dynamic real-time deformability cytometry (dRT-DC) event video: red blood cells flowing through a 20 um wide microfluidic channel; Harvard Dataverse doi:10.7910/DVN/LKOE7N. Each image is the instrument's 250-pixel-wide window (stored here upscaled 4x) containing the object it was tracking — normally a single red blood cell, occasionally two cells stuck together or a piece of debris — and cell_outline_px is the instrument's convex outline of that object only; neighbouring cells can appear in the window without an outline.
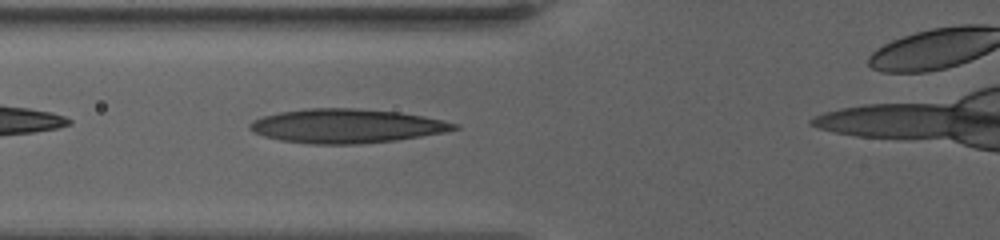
{"species": "human", "species_latin": "Homo sapiens", "temperature_condition": "warm", "stored_images_in_passage": 24, "camera_frame_rate_fps": 3000, "um_per_image_px": 0.085, "donor": {"sex": "female"}, "frame": {"image": 1, "passage_image": 4, "time_ms": 2.333, "image_size_px": [1000, 240], "cell_outline_px": [[460, 128], [444, 132], [396, 140], [356, 144], [308, 144], [280, 140], [264, 136], [252, 132], [248, 128], [248, 124], [252, 120], [264, 116], [280, 112], [308, 108], [356, 108], [400, 112], [424, 116], [444, 120], [460, 124]], "centroid_in_image_um": [29.45, 10.7], "position_along_channel_um": 96.4, "area_um2": 40.69}}
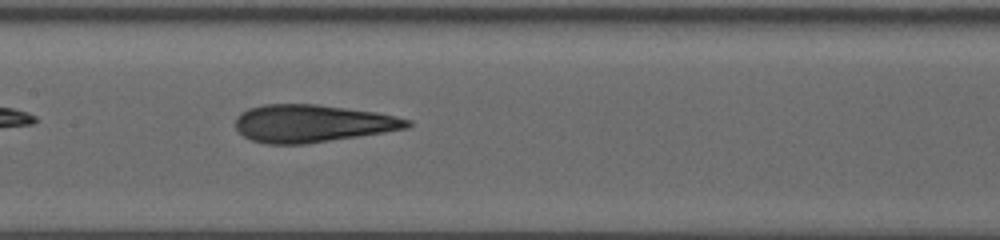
{"frame": {"image": 2, "passage_image": 9, "time_ms": 5.0, "image_size_px": [1000, 240], "cell_outline_px": [[412, 124], [408, 128], [384, 132], [304, 144], [268, 144], [252, 140], [244, 136], [236, 128], [236, 116], [240, 112], [248, 108], [264, 104], [316, 104], [376, 112], [396, 116], [412, 120]], "centroid_in_image_um": [26.54, 10.48], "position_along_channel_um": 180.9, "area_um2": 37.51}}
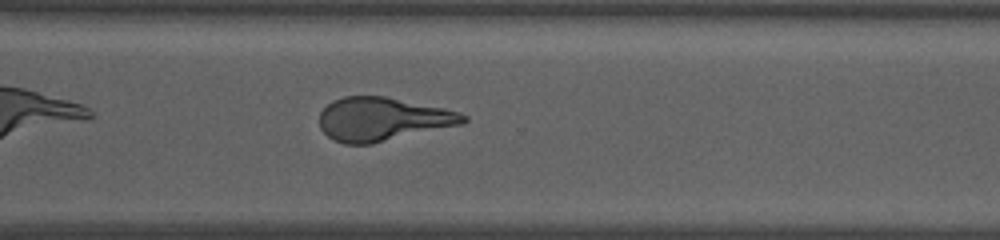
{"frame": {"image": 3, "passage_image": 18, "time_ms": 10.0, "image_size_px": [1000, 240], "cell_outline_px": [[468, 120], [464, 124], [372, 144], [344, 144], [332, 140], [320, 128], [320, 112], [332, 100], [344, 96], [384, 96], [444, 108], [460, 112], [468, 116]], "centroid_in_image_um": [32.53, 10.13], "position_along_channel_um": 338.1, "area_um2": 36.7}}